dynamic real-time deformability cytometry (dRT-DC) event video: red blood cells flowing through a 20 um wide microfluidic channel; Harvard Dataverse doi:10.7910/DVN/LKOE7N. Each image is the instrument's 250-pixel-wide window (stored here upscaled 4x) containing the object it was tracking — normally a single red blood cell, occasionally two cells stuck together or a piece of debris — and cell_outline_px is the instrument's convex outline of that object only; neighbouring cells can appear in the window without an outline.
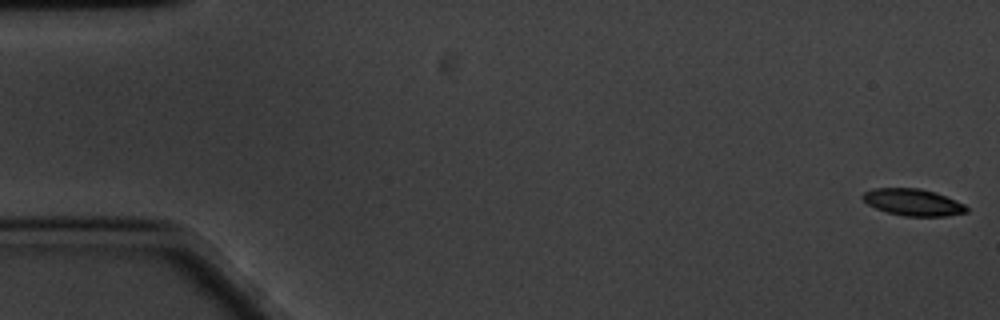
{"species": "common noctule bat (a hibernating species)", "species_latin": "Nyctalus noctula", "temperature_condition": "cold", "stored_images_in_passage": 11, "camera_frame_rate_fps": 3000, "um_per_image_px": 0.085, "animal": {"sex": "male", "body_mass_g": 20.1, "forearm_length_mm": 53.5}, "frame": {"image": 1, "passage_image": 1, "time_ms": 0.0, "image_size_px": [1000, 320], "cell_outline_px": [[968, 212], [944, 216], [904, 216], [888, 212], [876, 208], [868, 204], [860, 196], [864, 192], [872, 188], [920, 188], [936, 192], [964, 204], [968, 208]], "centroid_in_image_um": [77.59, 17.18], "position_along_channel_um": 7.4, "area_um2": 16.18}}